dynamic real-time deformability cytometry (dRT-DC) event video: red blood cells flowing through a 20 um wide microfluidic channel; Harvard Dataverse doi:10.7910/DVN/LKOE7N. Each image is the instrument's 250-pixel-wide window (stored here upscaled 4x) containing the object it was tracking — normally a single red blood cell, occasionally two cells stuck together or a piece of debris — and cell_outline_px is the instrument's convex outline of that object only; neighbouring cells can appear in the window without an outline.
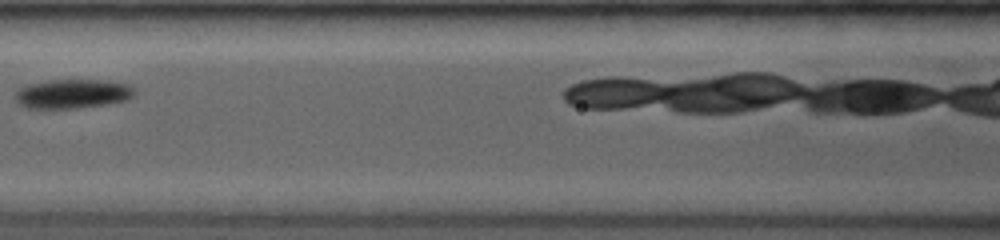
{"species": "common noctule bat (a hibernating species)", "species_latin": "Nyctalus noctula", "temperature_condition": "room temperature", "stored_images_in_passage": 8, "camera_frame_rate_fps": 3500, "um_per_image_px": 0.085, "animal": {"sex": "female", "body_mass_g": 19.0, "forearm_length_mm": 53.3}, "frame": {"image": 1, "passage_image": 5, "time_ms": 2.571, "image_size_px": [1000, 240], "cell_outline_px": [[136, 92], [128, 100], [108, 104], [76, 108], [24, 108], [16, 100], [16, 92], [24, 84], [48, 80], [108, 80], [128, 84]], "centroid_in_image_um": [6.17, 7.96], "position_along_channel_um": 160.4, "area_um2": 20.46}}